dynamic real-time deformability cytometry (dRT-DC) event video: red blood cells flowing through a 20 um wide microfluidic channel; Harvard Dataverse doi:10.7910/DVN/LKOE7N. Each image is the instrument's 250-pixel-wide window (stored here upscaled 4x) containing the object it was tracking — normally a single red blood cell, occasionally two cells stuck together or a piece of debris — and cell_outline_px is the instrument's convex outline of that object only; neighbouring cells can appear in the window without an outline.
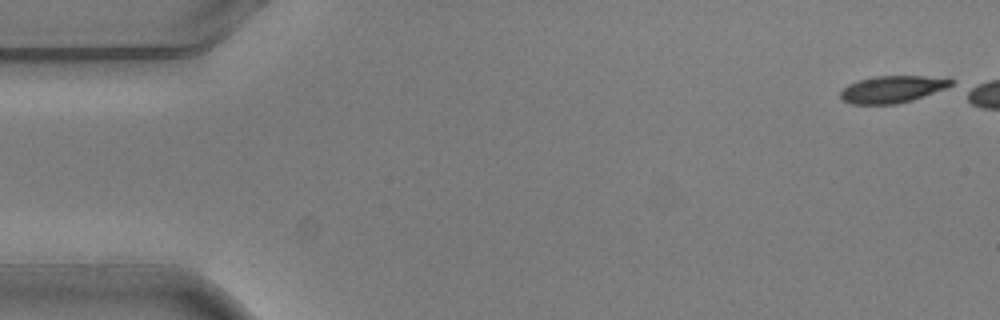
{"species": "common noctule bat (a hibernating species)", "species_latin": "Nyctalus noctula", "temperature_condition": "warm", "stored_images_in_passage": 6, "camera_frame_rate_fps": 3000, "um_per_image_px": 0.085, "animal": {"sex": "male", "body_mass_g": 20.5, "forearm_length_mm": 52.5}, "frame": {"image": 1, "passage_image": 1, "time_ms": 0.0, "image_size_px": [1000, 320], "cell_outline_px": [[956, 80], [952, 84], [944, 88], [924, 96], [912, 100], [896, 104], [852, 104], [840, 100], [840, 92], [848, 84], [860, 80], [876, 76], [948, 76]], "centroid_in_image_um": [75.88, 7.57], "position_along_channel_um": 9.1, "area_um2": 17.57}}
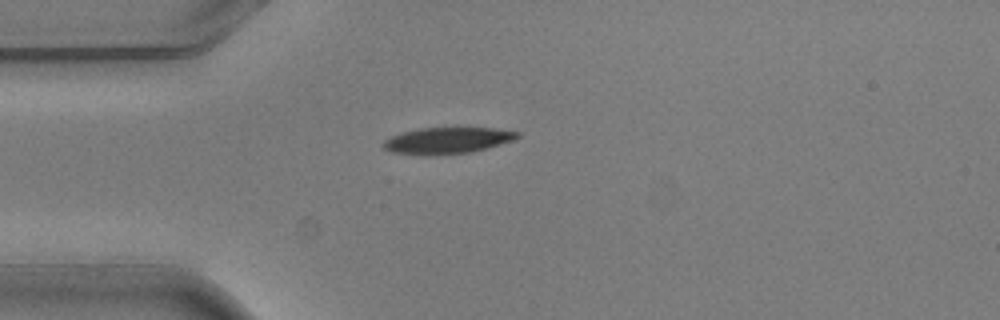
{"frame": {"image": 2, "passage_image": 6, "time_ms": 1.667, "image_size_px": [1000, 320], "cell_outline_px": [[520, 136], [512, 140], [472, 152], [428, 156], [424, 156], [392, 152], [384, 148], [380, 144], [384, 140], [400, 132], [420, 128], [492, 128], [520, 132]], "centroid_in_image_um": [37.95, 11.95], "position_along_channel_um": 47.0, "area_um2": 20.63}}